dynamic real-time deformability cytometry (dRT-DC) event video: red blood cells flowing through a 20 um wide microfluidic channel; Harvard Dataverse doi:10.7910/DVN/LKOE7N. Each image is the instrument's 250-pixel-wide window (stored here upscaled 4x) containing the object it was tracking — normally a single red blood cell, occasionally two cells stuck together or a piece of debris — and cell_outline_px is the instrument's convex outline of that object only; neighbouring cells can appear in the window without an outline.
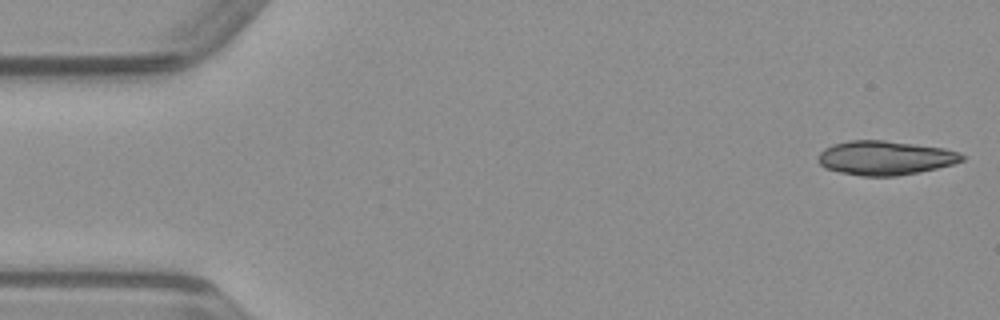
{"species": "common noctule bat (a hibernating species)", "species_latin": "Nyctalus noctula", "temperature_condition": "warm", "stored_images_in_passage": 48, "camera_frame_rate_fps": 3000, "um_per_image_px": 0.085, "animal": {"sex": "male", "body_mass_g": 23.1, "forearm_length_mm": 52.7}, "frame": {"image": 1, "passage_image": 1, "time_ms": 0.0, "image_size_px": [1000, 320], "cell_outline_px": [[964, 160], [952, 164], [920, 172], [896, 176], [864, 176], [840, 172], [824, 168], [816, 160], [820, 152], [824, 148], [832, 144], [848, 140], [884, 140], [916, 144], [944, 148], [960, 152], [964, 156]], "centroid_in_image_um": [75.21, 13.41], "position_along_channel_um": 9.8, "area_um2": 28.78}}
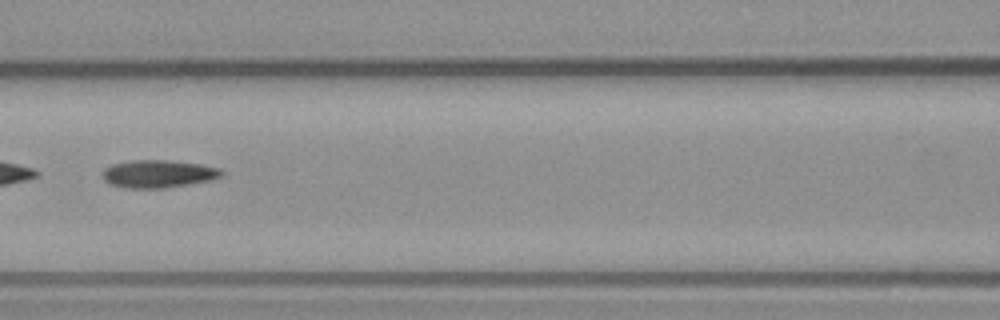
{"frame": {"image": 2, "passage_image": 21, "time_ms": 6.667, "image_size_px": [1000, 320], "cell_outline_px": [[224, 176], [212, 180], [164, 188], [124, 188], [112, 184], [104, 180], [100, 172], [104, 168], [112, 164], [132, 160], [168, 160], [200, 164], [220, 168], [224, 172]], "centroid_in_image_um": [13.45, 14.77], "position_along_channel_um": 153.1, "area_um2": 19.42}}
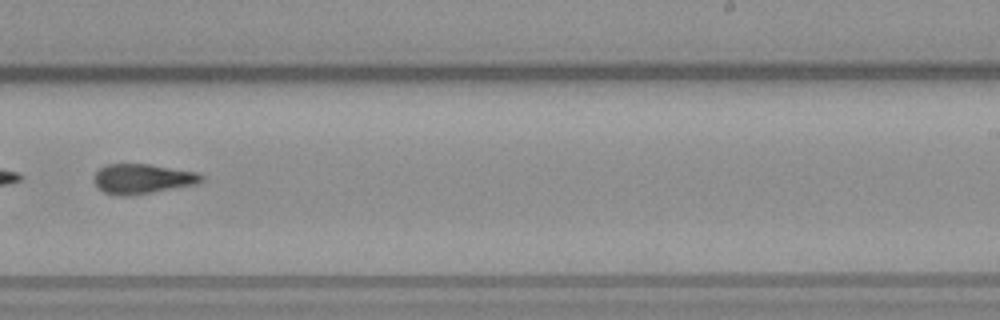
{"frame": {"image": 3, "passage_image": 30, "time_ms": 9.667, "image_size_px": [1000, 320], "cell_outline_px": [[204, 180], [196, 184], [152, 192], [128, 196], [120, 196], [104, 192], [92, 180], [92, 176], [100, 168], [108, 164], [148, 164], [200, 172], [204, 176]], "centroid_in_image_um": [12.12, 15.19], "position_along_channel_um": 276.9, "area_um2": 18.73}}